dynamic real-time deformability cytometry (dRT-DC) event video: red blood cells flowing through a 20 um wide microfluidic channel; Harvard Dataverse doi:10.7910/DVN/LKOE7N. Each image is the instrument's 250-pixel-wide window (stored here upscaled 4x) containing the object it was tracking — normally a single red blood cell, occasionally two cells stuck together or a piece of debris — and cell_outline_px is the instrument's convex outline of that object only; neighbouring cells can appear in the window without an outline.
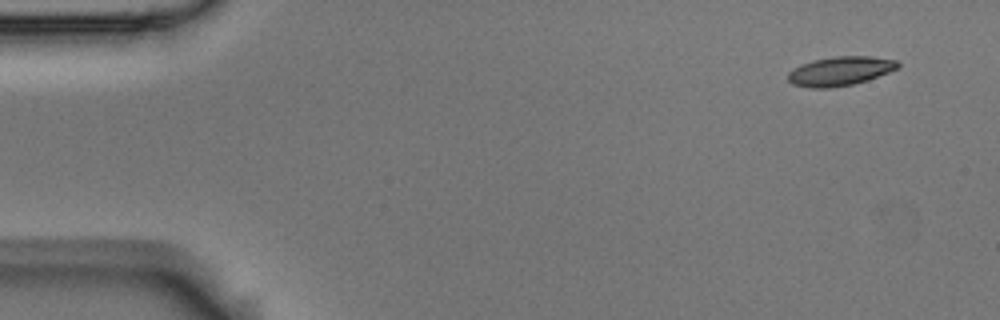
{"species": "Egyptian fruit bat (a non-hibernating species)", "species_latin": "Rousettus aegyptiacus", "temperature_condition": "room temperature", "stored_images_in_passage": 5, "segment_of_instrument_passage": [1, 2], "camera_frame_rate_fps": 3000, "um_per_image_px": 0.085, "animal": {"sex": "male"}, "frame": {"image": 1, "passage_image": 1, "time_ms": 0.0, "image_size_px": [1000, 320], "cell_outline_px": [[900, 68], [868, 80], [852, 84], [828, 88], [812, 88], [792, 84], [788, 80], [788, 72], [792, 68], [800, 64], [812, 60], [832, 56], [872, 56], [896, 60], [900, 64]], "centroid_in_image_um": [71.41, 6.03], "position_along_channel_um": 13.6, "area_um2": 18.84}}
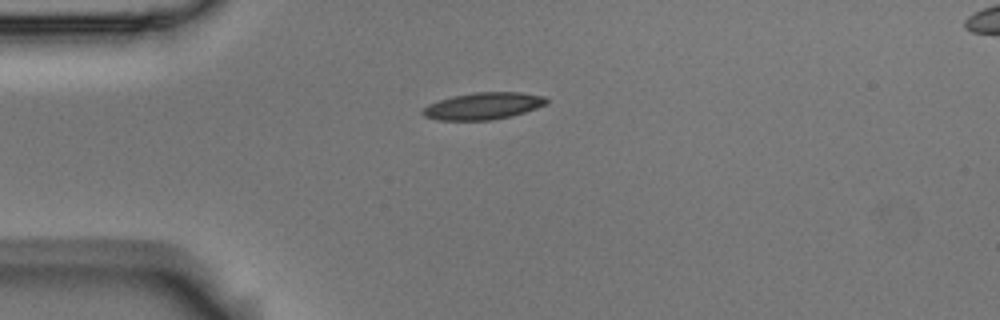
{"frame": {"image": 2, "passage_image": 4, "time_ms": 1.0, "image_size_px": [1000, 320], "cell_outline_px": [[548, 104], [512, 116], [492, 120], [440, 120], [424, 116], [420, 112], [428, 104], [452, 96], [476, 92], [520, 92], [544, 96], [548, 100]], "centroid_in_image_um": [41.08, 9.01], "position_along_channel_um": 43.9, "area_um2": 19.42}}